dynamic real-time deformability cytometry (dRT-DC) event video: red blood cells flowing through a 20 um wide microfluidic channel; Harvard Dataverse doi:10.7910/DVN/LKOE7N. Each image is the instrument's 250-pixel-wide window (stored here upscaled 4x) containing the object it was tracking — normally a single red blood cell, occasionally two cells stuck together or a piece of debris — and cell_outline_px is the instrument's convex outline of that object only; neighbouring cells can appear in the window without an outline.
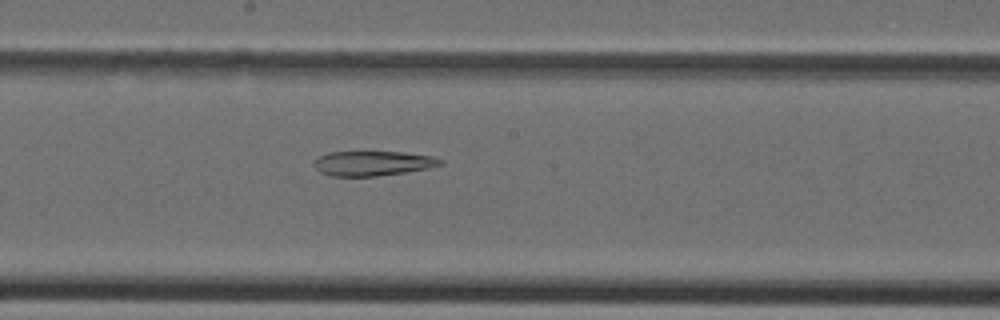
{"species": "Egyptian fruit bat (a non-hibernating species)", "species_latin": "Rousettus aegyptiacus", "temperature_condition": "cold", "stored_images_in_passage": 34, "camera_frame_rate_fps": 3000, "um_per_image_px": 0.085, "animal": {"sex": "female"}, "frame": {"image": 1, "passage_image": 16, "time_ms": 5.0, "image_size_px": [1000, 320], "cell_outline_px": [[444, 164], [428, 168], [404, 172], [376, 176], [332, 176], [320, 172], [312, 164], [316, 156], [328, 152], [404, 152], [432, 156], [444, 160]], "centroid_in_image_um": [31.66, 13.87], "position_along_channel_um": 216.5, "area_um2": 18.32}}
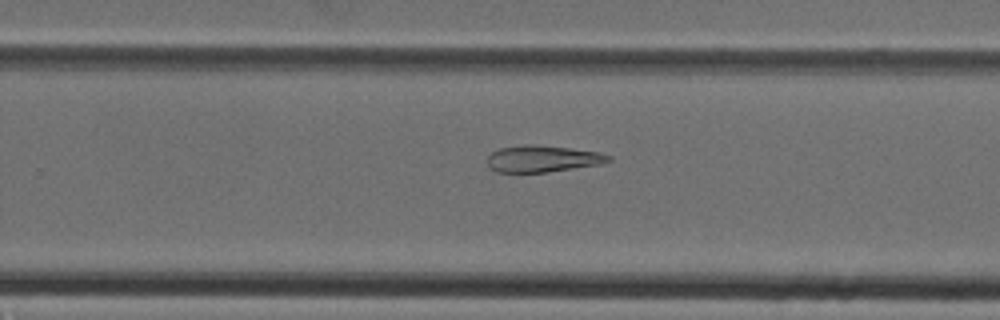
{"frame": {"image": 2, "passage_image": 20, "time_ms": 6.333, "image_size_px": [1000, 320], "cell_outline_px": [[612, 160], [600, 164], [544, 172], [496, 172], [488, 164], [488, 156], [492, 152], [500, 148], [524, 144], [536, 144], [600, 152], [612, 156]], "centroid_in_image_um": [46.13, 13.48], "position_along_channel_um": 283.7, "area_um2": 18.67}}
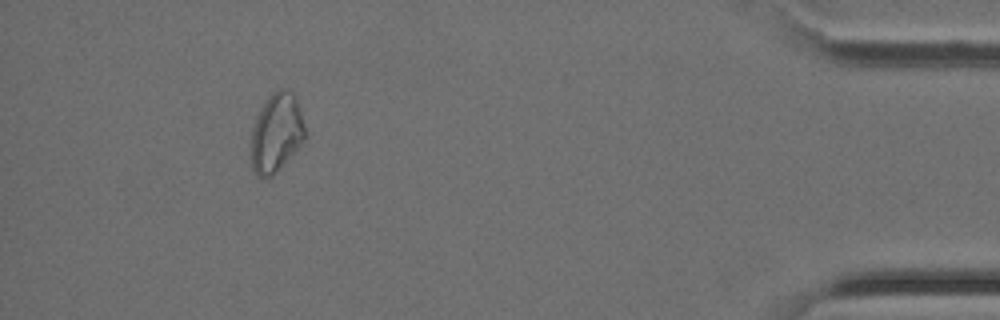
{"frame": {"image": 3, "passage_image": 31, "time_ms": 10.0, "image_size_px": [1000, 320], "cell_outline_px": [[304, 140], [276, 172], [272, 176], [264, 180], [256, 176], [252, 168], [252, 128], [268, 96], [272, 92], [280, 88], [284, 88], [292, 92], [296, 96], [304, 128]], "centroid_in_image_um": [23.48, 11.3], "position_along_channel_um": 411.7, "area_um2": 24.33}}